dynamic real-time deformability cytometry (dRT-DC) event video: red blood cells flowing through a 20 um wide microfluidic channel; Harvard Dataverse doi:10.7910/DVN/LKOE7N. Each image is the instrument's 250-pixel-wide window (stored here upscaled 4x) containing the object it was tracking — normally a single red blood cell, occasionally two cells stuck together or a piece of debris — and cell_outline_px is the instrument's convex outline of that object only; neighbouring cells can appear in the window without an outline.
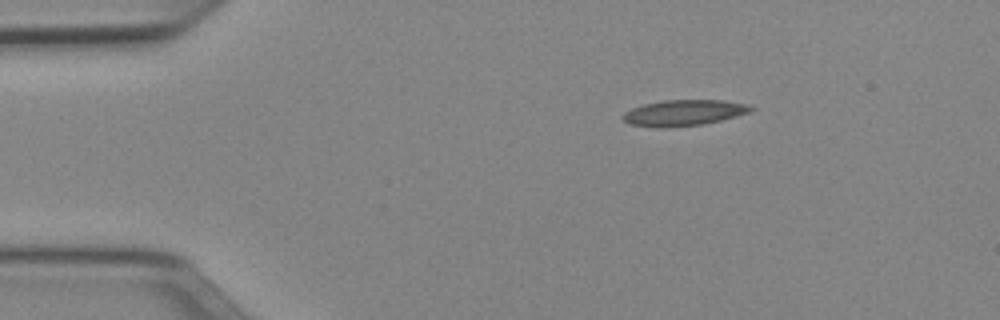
{"species": "Egyptian fruit bat (a non-hibernating species)", "species_latin": "Rousettus aegyptiacus", "temperature_condition": "cold", "stored_images_in_passage": 43, "camera_frame_rate_fps": 3000, "um_per_image_px": 0.085, "animal": {"sex": "female"}, "frame": {"image": 1, "passage_image": 1, "time_ms": 0.0, "image_size_px": [1000, 320], "cell_outline_px": [[756, 108], [748, 112], [736, 116], [704, 124], [660, 128], [632, 124], [624, 120], [620, 116], [624, 112], [632, 108], [644, 104], [664, 100], [724, 100], [748, 104]], "centroid_in_image_um": [58.13, 9.58], "position_along_channel_um": 26.9, "area_um2": 19.25}}
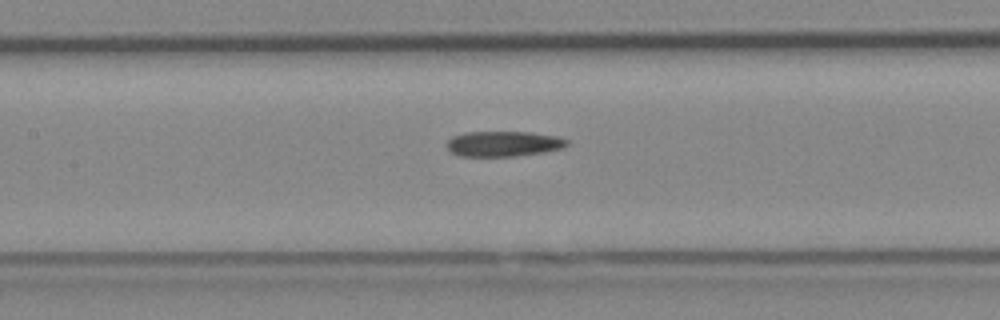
{"frame": {"image": 2, "passage_image": 16, "time_ms": 5.0, "image_size_px": [1000, 320], "cell_outline_px": [[568, 144], [564, 148], [544, 152], [516, 156], [460, 156], [452, 152], [448, 148], [448, 140], [452, 136], [464, 132], [532, 132], [556, 136], [568, 140]], "centroid_in_image_um": [42.82, 12.22], "position_along_channel_um": 164.6, "area_um2": 17.74}}
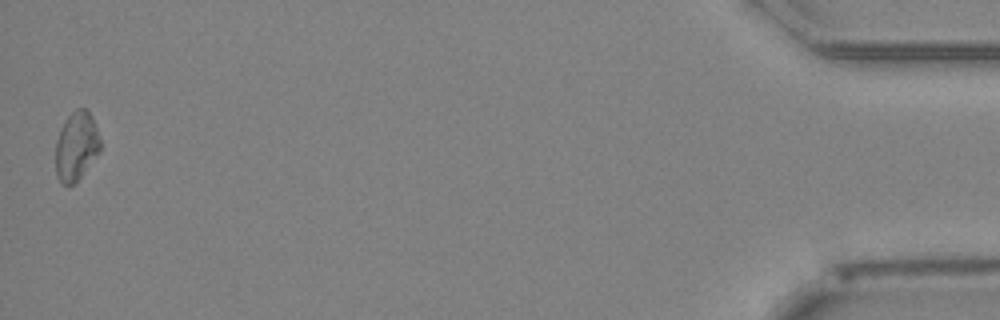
{"frame": {"image": 3, "passage_image": 43, "time_ms": 14.0, "image_size_px": [1000, 320], "cell_outline_px": [[100, 152], [76, 184], [68, 188], [60, 184], [56, 176], [56, 140], [68, 116], [76, 108], [88, 108], [92, 116], [100, 140]], "centroid_in_image_um": [6.49, 12.5], "position_along_channel_um": 428.7, "area_um2": 18.26}}